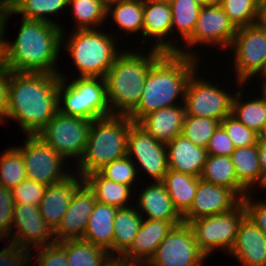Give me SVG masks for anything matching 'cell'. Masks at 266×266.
Segmentation results:
<instances>
[{"instance_id": "cell-48", "label": "cell", "mask_w": 266, "mask_h": 266, "mask_svg": "<svg viewBox=\"0 0 266 266\" xmlns=\"http://www.w3.org/2000/svg\"><path fill=\"white\" fill-rule=\"evenodd\" d=\"M208 155H226L231 156L235 147L232 140L227 135L225 129L219 125L214 131L206 147Z\"/></svg>"}, {"instance_id": "cell-46", "label": "cell", "mask_w": 266, "mask_h": 266, "mask_svg": "<svg viewBox=\"0 0 266 266\" xmlns=\"http://www.w3.org/2000/svg\"><path fill=\"white\" fill-rule=\"evenodd\" d=\"M252 195L249 193L241 202L245 207L246 216L266 235V199L255 201Z\"/></svg>"}, {"instance_id": "cell-47", "label": "cell", "mask_w": 266, "mask_h": 266, "mask_svg": "<svg viewBox=\"0 0 266 266\" xmlns=\"http://www.w3.org/2000/svg\"><path fill=\"white\" fill-rule=\"evenodd\" d=\"M7 246L0 250V266H27L32 260L29 250L21 248L13 242H8Z\"/></svg>"}, {"instance_id": "cell-7", "label": "cell", "mask_w": 266, "mask_h": 266, "mask_svg": "<svg viewBox=\"0 0 266 266\" xmlns=\"http://www.w3.org/2000/svg\"><path fill=\"white\" fill-rule=\"evenodd\" d=\"M65 76L66 74L59 73L58 111L60 113L91 121L112 115L104 78L77 77L67 83L69 77Z\"/></svg>"}, {"instance_id": "cell-43", "label": "cell", "mask_w": 266, "mask_h": 266, "mask_svg": "<svg viewBox=\"0 0 266 266\" xmlns=\"http://www.w3.org/2000/svg\"><path fill=\"white\" fill-rule=\"evenodd\" d=\"M46 185L25 179L18 186L12 189L14 203H24L39 206L46 189Z\"/></svg>"}, {"instance_id": "cell-8", "label": "cell", "mask_w": 266, "mask_h": 266, "mask_svg": "<svg viewBox=\"0 0 266 266\" xmlns=\"http://www.w3.org/2000/svg\"><path fill=\"white\" fill-rule=\"evenodd\" d=\"M230 50H234L233 70L238 87L246 86L255 76H266V24L237 28ZM242 86V87H241Z\"/></svg>"}, {"instance_id": "cell-26", "label": "cell", "mask_w": 266, "mask_h": 266, "mask_svg": "<svg viewBox=\"0 0 266 266\" xmlns=\"http://www.w3.org/2000/svg\"><path fill=\"white\" fill-rule=\"evenodd\" d=\"M117 207L95 203L83 240L107 250L113 256L114 219Z\"/></svg>"}, {"instance_id": "cell-42", "label": "cell", "mask_w": 266, "mask_h": 266, "mask_svg": "<svg viewBox=\"0 0 266 266\" xmlns=\"http://www.w3.org/2000/svg\"><path fill=\"white\" fill-rule=\"evenodd\" d=\"M220 125L225 129L235 148L256 145L259 135L246 127L234 115L226 116Z\"/></svg>"}, {"instance_id": "cell-41", "label": "cell", "mask_w": 266, "mask_h": 266, "mask_svg": "<svg viewBox=\"0 0 266 266\" xmlns=\"http://www.w3.org/2000/svg\"><path fill=\"white\" fill-rule=\"evenodd\" d=\"M103 177L116 183L133 186L136 181L137 167L131 158L125 156L105 165L98 171Z\"/></svg>"}, {"instance_id": "cell-18", "label": "cell", "mask_w": 266, "mask_h": 266, "mask_svg": "<svg viewBox=\"0 0 266 266\" xmlns=\"http://www.w3.org/2000/svg\"><path fill=\"white\" fill-rule=\"evenodd\" d=\"M241 200L232 189L205 182L198 177L197 192L190 210L183 216V222L189 224L201 217L229 212Z\"/></svg>"}, {"instance_id": "cell-51", "label": "cell", "mask_w": 266, "mask_h": 266, "mask_svg": "<svg viewBox=\"0 0 266 266\" xmlns=\"http://www.w3.org/2000/svg\"><path fill=\"white\" fill-rule=\"evenodd\" d=\"M117 258L123 263V266H154L151 258H126L122 255Z\"/></svg>"}, {"instance_id": "cell-3", "label": "cell", "mask_w": 266, "mask_h": 266, "mask_svg": "<svg viewBox=\"0 0 266 266\" xmlns=\"http://www.w3.org/2000/svg\"><path fill=\"white\" fill-rule=\"evenodd\" d=\"M199 61L176 52H163L148 71L138 106L128 115L133 123L150 112L179 105L180 96L184 103L187 82L200 67Z\"/></svg>"}, {"instance_id": "cell-44", "label": "cell", "mask_w": 266, "mask_h": 266, "mask_svg": "<svg viewBox=\"0 0 266 266\" xmlns=\"http://www.w3.org/2000/svg\"><path fill=\"white\" fill-rule=\"evenodd\" d=\"M14 204L12 189L0 185V241L12 235Z\"/></svg>"}, {"instance_id": "cell-31", "label": "cell", "mask_w": 266, "mask_h": 266, "mask_svg": "<svg viewBox=\"0 0 266 266\" xmlns=\"http://www.w3.org/2000/svg\"><path fill=\"white\" fill-rule=\"evenodd\" d=\"M66 251L68 266H106L113 256L83 239L58 242Z\"/></svg>"}, {"instance_id": "cell-9", "label": "cell", "mask_w": 266, "mask_h": 266, "mask_svg": "<svg viewBox=\"0 0 266 266\" xmlns=\"http://www.w3.org/2000/svg\"><path fill=\"white\" fill-rule=\"evenodd\" d=\"M245 216V207L241 202L229 212L201 217L191 221L189 225L199 248L209 257L217 249L230 252Z\"/></svg>"}, {"instance_id": "cell-12", "label": "cell", "mask_w": 266, "mask_h": 266, "mask_svg": "<svg viewBox=\"0 0 266 266\" xmlns=\"http://www.w3.org/2000/svg\"><path fill=\"white\" fill-rule=\"evenodd\" d=\"M16 148L23 156L27 179L49 186L72 173L63 167L66 160L38 135H25L23 146Z\"/></svg>"}, {"instance_id": "cell-45", "label": "cell", "mask_w": 266, "mask_h": 266, "mask_svg": "<svg viewBox=\"0 0 266 266\" xmlns=\"http://www.w3.org/2000/svg\"><path fill=\"white\" fill-rule=\"evenodd\" d=\"M36 249L38 253L35 262L38 266H68L66 251L58 242Z\"/></svg>"}, {"instance_id": "cell-58", "label": "cell", "mask_w": 266, "mask_h": 266, "mask_svg": "<svg viewBox=\"0 0 266 266\" xmlns=\"http://www.w3.org/2000/svg\"><path fill=\"white\" fill-rule=\"evenodd\" d=\"M262 21L266 24V11L263 13Z\"/></svg>"}, {"instance_id": "cell-53", "label": "cell", "mask_w": 266, "mask_h": 266, "mask_svg": "<svg viewBox=\"0 0 266 266\" xmlns=\"http://www.w3.org/2000/svg\"><path fill=\"white\" fill-rule=\"evenodd\" d=\"M261 89H262V93H261V96L263 97V99L265 100V102H266V76H262L261 77Z\"/></svg>"}, {"instance_id": "cell-38", "label": "cell", "mask_w": 266, "mask_h": 266, "mask_svg": "<svg viewBox=\"0 0 266 266\" xmlns=\"http://www.w3.org/2000/svg\"><path fill=\"white\" fill-rule=\"evenodd\" d=\"M0 155V185L13 189L27 178L21 152L12 146Z\"/></svg>"}, {"instance_id": "cell-54", "label": "cell", "mask_w": 266, "mask_h": 266, "mask_svg": "<svg viewBox=\"0 0 266 266\" xmlns=\"http://www.w3.org/2000/svg\"><path fill=\"white\" fill-rule=\"evenodd\" d=\"M106 266H123V263L117 258L113 257Z\"/></svg>"}, {"instance_id": "cell-2", "label": "cell", "mask_w": 266, "mask_h": 266, "mask_svg": "<svg viewBox=\"0 0 266 266\" xmlns=\"http://www.w3.org/2000/svg\"><path fill=\"white\" fill-rule=\"evenodd\" d=\"M21 23L14 42L3 39L1 62L12 72L59 75L56 62L66 36L63 27L24 18Z\"/></svg>"}, {"instance_id": "cell-25", "label": "cell", "mask_w": 266, "mask_h": 266, "mask_svg": "<svg viewBox=\"0 0 266 266\" xmlns=\"http://www.w3.org/2000/svg\"><path fill=\"white\" fill-rule=\"evenodd\" d=\"M182 222L143 219L133 243L122 254L126 258H151L160 242Z\"/></svg>"}, {"instance_id": "cell-19", "label": "cell", "mask_w": 266, "mask_h": 266, "mask_svg": "<svg viewBox=\"0 0 266 266\" xmlns=\"http://www.w3.org/2000/svg\"><path fill=\"white\" fill-rule=\"evenodd\" d=\"M95 203L94 192L84 182L74 193L61 223L54 231L55 241L83 239Z\"/></svg>"}, {"instance_id": "cell-27", "label": "cell", "mask_w": 266, "mask_h": 266, "mask_svg": "<svg viewBox=\"0 0 266 266\" xmlns=\"http://www.w3.org/2000/svg\"><path fill=\"white\" fill-rule=\"evenodd\" d=\"M200 179L217 186L230 188L241 199L251 193L238 181L231 156L208 155Z\"/></svg>"}, {"instance_id": "cell-16", "label": "cell", "mask_w": 266, "mask_h": 266, "mask_svg": "<svg viewBox=\"0 0 266 266\" xmlns=\"http://www.w3.org/2000/svg\"><path fill=\"white\" fill-rule=\"evenodd\" d=\"M172 33V14L168 1L161 0H143V37L156 39L152 48L162 52H176L182 55L191 56L200 59L197 51H187L184 45L176 46V41L166 40ZM166 41V42H165ZM192 51V52H191Z\"/></svg>"}, {"instance_id": "cell-1", "label": "cell", "mask_w": 266, "mask_h": 266, "mask_svg": "<svg viewBox=\"0 0 266 266\" xmlns=\"http://www.w3.org/2000/svg\"><path fill=\"white\" fill-rule=\"evenodd\" d=\"M57 74L12 72L5 122L17 120L25 135H37L58 112Z\"/></svg>"}, {"instance_id": "cell-52", "label": "cell", "mask_w": 266, "mask_h": 266, "mask_svg": "<svg viewBox=\"0 0 266 266\" xmlns=\"http://www.w3.org/2000/svg\"><path fill=\"white\" fill-rule=\"evenodd\" d=\"M196 4H198L201 7H204L206 5H212L219 2V0H194Z\"/></svg>"}, {"instance_id": "cell-34", "label": "cell", "mask_w": 266, "mask_h": 266, "mask_svg": "<svg viewBox=\"0 0 266 266\" xmlns=\"http://www.w3.org/2000/svg\"><path fill=\"white\" fill-rule=\"evenodd\" d=\"M243 92L238 88L233 97L232 115L259 135L266 124V102L262 96L245 102Z\"/></svg>"}, {"instance_id": "cell-5", "label": "cell", "mask_w": 266, "mask_h": 266, "mask_svg": "<svg viewBox=\"0 0 266 266\" xmlns=\"http://www.w3.org/2000/svg\"><path fill=\"white\" fill-rule=\"evenodd\" d=\"M132 123L128 116L121 115L93 120L76 173L85 177L98 172L108 163L127 156V139Z\"/></svg>"}, {"instance_id": "cell-56", "label": "cell", "mask_w": 266, "mask_h": 266, "mask_svg": "<svg viewBox=\"0 0 266 266\" xmlns=\"http://www.w3.org/2000/svg\"><path fill=\"white\" fill-rule=\"evenodd\" d=\"M258 8L262 13L266 11V0H256Z\"/></svg>"}, {"instance_id": "cell-24", "label": "cell", "mask_w": 266, "mask_h": 266, "mask_svg": "<svg viewBox=\"0 0 266 266\" xmlns=\"http://www.w3.org/2000/svg\"><path fill=\"white\" fill-rule=\"evenodd\" d=\"M166 149L169 169L200 177L208 156L206 148L194 145L181 134L166 144Z\"/></svg>"}, {"instance_id": "cell-20", "label": "cell", "mask_w": 266, "mask_h": 266, "mask_svg": "<svg viewBox=\"0 0 266 266\" xmlns=\"http://www.w3.org/2000/svg\"><path fill=\"white\" fill-rule=\"evenodd\" d=\"M83 183L81 175L72 173L62 181L46 187L38 210L53 232L61 223L74 193Z\"/></svg>"}, {"instance_id": "cell-49", "label": "cell", "mask_w": 266, "mask_h": 266, "mask_svg": "<svg viewBox=\"0 0 266 266\" xmlns=\"http://www.w3.org/2000/svg\"><path fill=\"white\" fill-rule=\"evenodd\" d=\"M11 70L0 62V123H5L8 108L9 80Z\"/></svg>"}, {"instance_id": "cell-50", "label": "cell", "mask_w": 266, "mask_h": 266, "mask_svg": "<svg viewBox=\"0 0 266 266\" xmlns=\"http://www.w3.org/2000/svg\"><path fill=\"white\" fill-rule=\"evenodd\" d=\"M257 151L259 157V164L261 169V175L259 178V187L266 190V143L258 140Z\"/></svg>"}, {"instance_id": "cell-33", "label": "cell", "mask_w": 266, "mask_h": 266, "mask_svg": "<svg viewBox=\"0 0 266 266\" xmlns=\"http://www.w3.org/2000/svg\"><path fill=\"white\" fill-rule=\"evenodd\" d=\"M238 181L248 190L259 186L261 169L257 144L235 148L231 154ZM256 184V185H255Z\"/></svg>"}, {"instance_id": "cell-14", "label": "cell", "mask_w": 266, "mask_h": 266, "mask_svg": "<svg viewBox=\"0 0 266 266\" xmlns=\"http://www.w3.org/2000/svg\"><path fill=\"white\" fill-rule=\"evenodd\" d=\"M127 156L131 159L134 158V160L132 159L134 163L137 160L135 165L138 173L139 170H143L142 173H147L154 181H162L169 170L166 144L155 140L137 123H132L130 127Z\"/></svg>"}, {"instance_id": "cell-21", "label": "cell", "mask_w": 266, "mask_h": 266, "mask_svg": "<svg viewBox=\"0 0 266 266\" xmlns=\"http://www.w3.org/2000/svg\"><path fill=\"white\" fill-rule=\"evenodd\" d=\"M228 254L239 261L238 266H266V235L245 216Z\"/></svg>"}, {"instance_id": "cell-57", "label": "cell", "mask_w": 266, "mask_h": 266, "mask_svg": "<svg viewBox=\"0 0 266 266\" xmlns=\"http://www.w3.org/2000/svg\"><path fill=\"white\" fill-rule=\"evenodd\" d=\"M259 140L266 143V124L264 125L263 130L259 134Z\"/></svg>"}, {"instance_id": "cell-29", "label": "cell", "mask_w": 266, "mask_h": 266, "mask_svg": "<svg viewBox=\"0 0 266 266\" xmlns=\"http://www.w3.org/2000/svg\"><path fill=\"white\" fill-rule=\"evenodd\" d=\"M130 206L117 209L113 223V257L122 255L130 247L142 224L143 214Z\"/></svg>"}, {"instance_id": "cell-23", "label": "cell", "mask_w": 266, "mask_h": 266, "mask_svg": "<svg viewBox=\"0 0 266 266\" xmlns=\"http://www.w3.org/2000/svg\"><path fill=\"white\" fill-rule=\"evenodd\" d=\"M140 193L137 210L140 214L145 213L142 218L148 220H164L169 222H183V217L178 213L174 204L161 181H152ZM142 212V213H141Z\"/></svg>"}, {"instance_id": "cell-6", "label": "cell", "mask_w": 266, "mask_h": 266, "mask_svg": "<svg viewBox=\"0 0 266 266\" xmlns=\"http://www.w3.org/2000/svg\"><path fill=\"white\" fill-rule=\"evenodd\" d=\"M73 31L64 47L77 67L78 77L104 78L121 53L115 44L117 37L97 29Z\"/></svg>"}, {"instance_id": "cell-11", "label": "cell", "mask_w": 266, "mask_h": 266, "mask_svg": "<svg viewBox=\"0 0 266 266\" xmlns=\"http://www.w3.org/2000/svg\"><path fill=\"white\" fill-rule=\"evenodd\" d=\"M198 68L190 76L184 96L185 116L213 118L222 121L232 114L234 94L198 78Z\"/></svg>"}, {"instance_id": "cell-22", "label": "cell", "mask_w": 266, "mask_h": 266, "mask_svg": "<svg viewBox=\"0 0 266 266\" xmlns=\"http://www.w3.org/2000/svg\"><path fill=\"white\" fill-rule=\"evenodd\" d=\"M185 115V105L182 103V105H174L150 112L137 124L155 140L168 144L176 136L182 134Z\"/></svg>"}, {"instance_id": "cell-4", "label": "cell", "mask_w": 266, "mask_h": 266, "mask_svg": "<svg viewBox=\"0 0 266 266\" xmlns=\"http://www.w3.org/2000/svg\"><path fill=\"white\" fill-rule=\"evenodd\" d=\"M148 53L124 50L106 73L104 79L112 115L128 116L138 106L148 71L163 52L151 47Z\"/></svg>"}, {"instance_id": "cell-15", "label": "cell", "mask_w": 266, "mask_h": 266, "mask_svg": "<svg viewBox=\"0 0 266 266\" xmlns=\"http://www.w3.org/2000/svg\"><path fill=\"white\" fill-rule=\"evenodd\" d=\"M237 28L230 21L219 3L201 7L192 36L185 42L192 49L195 45H214L230 49ZM221 46V47H220Z\"/></svg>"}, {"instance_id": "cell-37", "label": "cell", "mask_w": 266, "mask_h": 266, "mask_svg": "<svg viewBox=\"0 0 266 266\" xmlns=\"http://www.w3.org/2000/svg\"><path fill=\"white\" fill-rule=\"evenodd\" d=\"M168 2L172 14V32L176 30L185 43L192 36L201 6L194 0H169Z\"/></svg>"}, {"instance_id": "cell-30", "label": "cell", "mask_w": 266, "mask_h": 266, "mask_svg": "<svg viewBox=\"0 0 266 266\" xmlns=\"http://www.w3.org/2000/svg\"><path fill=\"white\" fill-rule=\"evenodd\" d=\"M84 182L94 192L97 202L115 206L117 208L129 207L127 204L132 196V187L108 180L99 172H93L83 177ZM131 197V198H130Z\"/></svg>"}, {"instance_id": "cell-55", "label": "cell", "mask_w": 266, "mask_h": 266, "mask_svg": "<svg viewBox=\"0 0 266 266\" xmlns=\"http://www.w3.org/2000/svg\"><path fill=\"white\" fill-rule=\"evenodd\" d=\"M107 9L121 0H99Z\"/></svg>"}, {"instance_id": "cell-36", "label": "cell", "mask_w": 266, "mask_h": 266, "mask_svg": "<svg viewBox=\"0 0 266 266\" xmlns=\"http://www.w3.org/2000/svg\"><path fill=\"white\" fill-rule=\"evenodd\" d=\"M68 5L77 22L75 30L97 29L107 20V8L99 0H69Z\"/></svg>"}, {"instance_id": "cell-10", "label": "cell", "mask_w": 266, "mask_h": 266, "mask_svg": "<svg viewBox=\"0 0 266 266\" xmlns=\"http://www.w3.org/2000/svg\"><path fill=\"white\" fill-rule=\"evenodd\" d=\"M91 122L58 111L37 135L65 160L71 158L78 163L86 148Z\"/></svg>"}, {"instance_id": "cell-35", "label": "cell", "mask_w": 266, "mask_h": 266, "mask_svg": "<svg viewBox=\"0 0 266 266\" xmlns=\"http://www.w3.org/2000/svg\"><path fill=\"white\" fill-rule=\"evenodd\" d=\"M126 34L143 32V0H121L107 9V18Z\"/></svg>"}, {"instance_id": "cell-17", "label": "cell", "mask_w": 266, "mask_h": 266, "mask_svg": "<svg viewBox=\"0 0 266 266\" xmlns=\"http://www.w3.org/2000/svg\"><path fill=\"white\" fill-rule=\"evenodd\" d=\"M12 231L15 233L9 241L29 251L31 247L39 248L56 242L54 232L41 217L38 206L15 203Z\"/></svg>"}, {"instance_id": "cell-32", "label": "cell", "mask_w": 266, "mask_h": 266, "mask_svg": "<svg viewBox=\"0 0 266 266\" xmlns=\"http://www.w3.org/2000/svg\"><path fill=\"white\" fill-rule=\"evenodd\" d=\"M69 0H9L10 17L12 15H22L21 17L28 20H39L49 22L60 26L48 15L60 13L68 6Z\"/></svg>"}, {"instance_id": "cell-28", "label": "cell", "mask_w": 266, "mask_h": 266, "mask_svg": "<svg viewBox=\"0 0 266 266\" xmlns=\"http://www.w3.org/2000/svg\"><path fill=\"white\" fill-rule=\"evenodd\" d=\"M161 182L167 189L174 207L183 217L193 204L198 177L169 169Z\"/></svg>"}, {"instance_id": "cell-13", "label": "cell", "mask_w": 266, "mask_h": 266, "mask_svg": "<svg viewBox=\"0 0 266 266\" xmlns=\"http://www.w3.org/2000/svg\"><path fill=\"white\" fill-rule=\"evenodd\" d=\"M207 258L195 240L192 227L182 222L160 242L151 260L154 266H200Z\"/></svg>"}, {"instance_id": "cell-39", "label": "cell", "mask_w": 266, "mask_h": 266, "mask_svg": "<svg viewBox=\"0 0 266 266\" xmlns=\"http://www.w3.org/2000/svg\"><path fill=\"white\" fill-rule=\"evenodd\" d=\"M218 3L236 28L262 21L263 13L256 0H219Z\"/></svg>"}, {"instance_id": "cell-40", "label": "cell", "mask_w": 266, "mask_h": 266, "mask_svg": "<svg viewBox=\"0 0 266 266\" xmlns=\"http://www.w3.org/2000/svg\"><path fill=\"white\" fill-rule=\"evenodd\" d=\"M220 121L213 118L185 116L182 135L194 145L206 148Z\"/></svg>"}]
</instances>
